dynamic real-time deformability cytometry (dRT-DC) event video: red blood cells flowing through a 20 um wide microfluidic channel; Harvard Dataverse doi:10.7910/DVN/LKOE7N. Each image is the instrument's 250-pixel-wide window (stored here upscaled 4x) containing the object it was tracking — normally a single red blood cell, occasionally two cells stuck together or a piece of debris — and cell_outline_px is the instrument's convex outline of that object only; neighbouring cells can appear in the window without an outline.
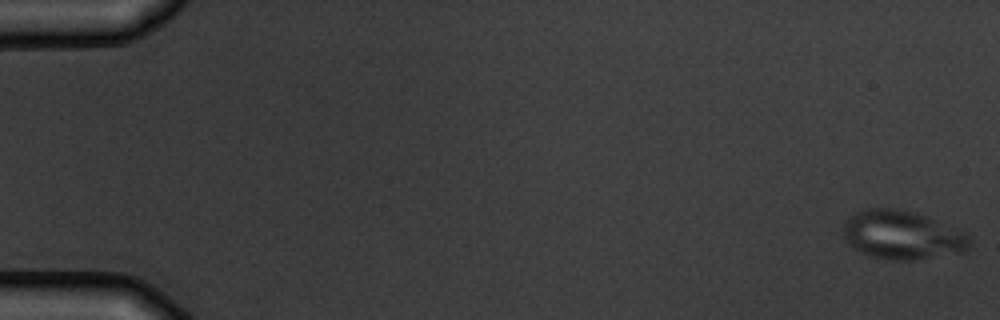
{"species": "common noctule bat (a hibernating species)", "species_latin": "Nyctalus noctula", "temperature_condition": "warm", "stored_images_in_passage": 8, "camera_frame_rate_fps": 3000, "um_per_image_px": 0.085, "animal": {"sex": "male", "body_mass_g": 19.5, "forearm_length_mm": 54.6}, "frame": {"image": 1, "passage_image": 1, "time_ms": 0.0, "image_size_px": [1000, 320], "cell_outline_px": [[972, 240], [968, 248], [960, 252], [912, 260], [892, 260], [868, 256], [860, 252], [848, 244], [844, 236], [844, 224], [848, 216], [856, 212], [868, 208], [896, 208], [912, 212], [924, 216], [964, 232]], "centroid_in_image_um": [76.64, 19.98], "position_along_channel_um": 8.4, "area_um2": 35.49}}